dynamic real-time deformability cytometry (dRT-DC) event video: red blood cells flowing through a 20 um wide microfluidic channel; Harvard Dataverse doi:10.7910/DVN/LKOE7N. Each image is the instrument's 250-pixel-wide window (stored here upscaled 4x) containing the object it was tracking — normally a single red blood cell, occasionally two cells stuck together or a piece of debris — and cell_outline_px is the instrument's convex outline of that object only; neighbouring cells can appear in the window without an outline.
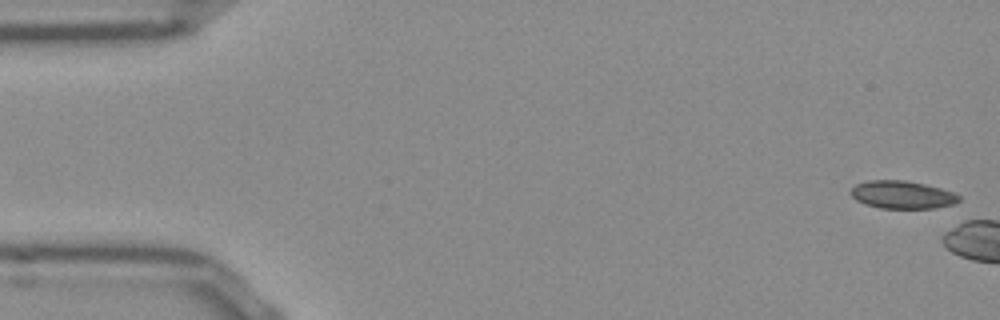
{"species": "Egyptian fruit bat (a non-hibernating species)", "species_latin": "Rousettus aegyptiacus", "temperature_condition": "room temperature", "stored_images_in_passage": 5, "camera_frame_rate_fps": 3000, "um_per_image_px": 0.085, "frame": {"image": 1, "passage_image": 1, "time_ms": 0.0, "image_size_px": [1000, 320], "cell_outline_px": [[960, 200], [956, 204], [936, 208], [880, 208], [864, 204], [856, 200], [848, 192], [856, 184], [868, 180], [904, 180], [924, 184], [940, 188], [952, 192], [960, 196]], "centroid_in_image_um": [76.68, 16.56], "position_along_channel_um": 8.3, "area_um2": 17.63}}